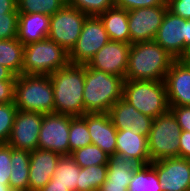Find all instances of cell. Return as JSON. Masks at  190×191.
<instances>
[{
	"label": "cell",
	"instance_id": "277c9868",
	"mask_svg": "<svg viewBox=\"0 0 190 191\" xmlns=\"http://www.w3.org/2000/svg\"><path fill=\"white\" fill-rule=\"evenodd\" d=\"M14 104L18 110L55 113L52 81L49 75L16 76Z\"/></svg>",
	"mask_w": 190,
	"mask_h": 191
},
{
	"label": "cell",
	"instance_id": "3957f363",
	"mask_svg": "<svg viewBox=\"0 0 190 191\" xmlns=\"http://www.w3.org/2000/svg\"><path fill=\"white\" fill-rule=\"evenodd\" d=\"M124 78L90 68L85 64L84 114L108 113L123 97Z\"/></svg>",
	"mask_w": 190,
	"mask_h": 191
},
{
	"label": "cell",
	"instance_id": "2e32d148",
	"mask_svg": "<svg viewBox=\"0 0 190 191\" xmlns=\"http://www.w3.org/2000/svg\"><path fill=\"white\" fill-rule=\"evenodd\" d=\"M164 83L169 106L190 105V66L180 59L174 60Z\"/></svg>",
	"mask_w": 190,
	"mask_h": 191
},
{
	"label": "cell",
	"instance_id": "7a4b0ae2",
	"mask_svg": "<svg viewBox=\"0 0 190 191\" xmlns=\"http://www.w3.org/2000/svg\"><path fill=\"white\" fill-rule=\"evenodd\" d=\"M174 60L154 40L131 44L125 79L164 81Z\"/></svg>",
	"mask_w": 190,
	"mask_h": 191
},
{
	"label": "cell",
	"instance_id": "e575fe53",
	"mask_svg": "<svg viewBox=\"0 0 190 191\" xmlns=\"http://www.w3.org/2000/svg\"><path fill=\"white\" fill-rule=\"evenodd\" d=\"M11 165V146L0 143V182H9Z\"/></svg>",
	"mask_w": 190,
	"mask_h": 191
},
{
	"label": "cell",
	"instance_id": "7c38bea8",
	"mask_svg": "<svg viewBox=\"0 0 190 191\" xmlns=\"http://www.w3.org/2000/svg\"><path fill=\"white\" fill-rule=\"evenodd\" d=\"M167 9L154 6L128 11L130 44L154 40Z\"/></svg>",
	"mask_w": 190,
	"mask_h": 191
},
{
	"label": "cell",
	"instance_id": "4fadbf2b",
	"mask_svg": "<svg viewBox=\"0 0 190 191\" xmlns=\"http://www.w3.org/2000/svg\"><path fill=\"white\" fill-rule=\"evenodd\" d=\"M42 113L18 110L7 142L13 149L34 151L38 148Z\"/></svg>",
	"mask_w": 190,
	"mask_h": 191
},
{
	"label": "cell",
	"instance_id": "7402d4cb",
	"mask_svg": "<svg viewBox=\"0 0 190 191\" xmlns=\"http://www.w3.org/2000/svg\"><path fill=\"white\" fill-rule=\"evenodd\" d=\"M112 41L130 43L128 11L113 7L98 15Z\"/></svg>",
	"mask_w": 190,
	"mask_h": 191
},
{
	"label": "cell",
	"instance_id": "ffe728a7",
	"mask_svg": "<svg viewBox=\"0 0 190 191\" xmlns=\"http://www.w3.org/2000/svg\"><path fill=\"white\" fill-rule=\"evenodd\" d=\"M115 153L135 159L142 165L151 163L147 137L131 129L117 130Z\"/></svg>",
	"mask_w": 190,
	"mask_h": 191
},
{
	"label": "cell",
	"instance_id": "60d3db41",
	"mask_svg": "<svg viewBox=\"0 0 190 191\" xmlns=\"http://www.w3.org/2000/svg\"><path fill=\"white\" fill-rule=\"evenodd\" d=\"M129 183L105 181L98 191H127Z\"/></svg>",
	"mask_w": 190,
	"mask_h": 191
},
{
	"label": "cell",
	"instance_id": "d6986e66",
	"mask_svg": "<svg viewBox=\"0 0 190 191\" xmlns=\"http://www.w3.org/2000/svg\"><path fill=\"white\" fill-rule=\"evenodd\" d=\"M60 157L56 152L39 148L30 152L29 191H38L51 180Z\"/></svg>",
	"mask_w": 190,
	"mask_h": 191
},
{
	"label": "cell",
	"instance_id": "44dd1931",
	"mask_svg": "<svg viewBox=\"0 0 190 191\" xmlns=\"http://www.w3.org/2000/svg\"><path fill=\"white\" fill-rule=\"evenodd\" d=\"M50 16L42 13H19L17 39L24 45L48 37Z\"/></svg>",
	"mask_w": 190,
	"mask_h": 191
},
{
	"label": "cell",
	"instance_id": "83f0119b",
	"mask_svg": "<svg viewBox=\"0 0 190 191\" xmlns=\"http://www.w3.org/2000/svg\"><path fill=\"white\" fill-rule=\"evenodd\" d=\"M106 176L107 165L80 168L79 184L76 186V191H98L105 182Z\"/></svg>",
	"mask_w": 190,
	"mask_h": 191
},
{
	"label": "cell",
	"instance_id": "9a60e30c",
	"mask_svg": "<svg viewBox=\"0 0 190 191\" xmlns=\"http://www.w3.org/2000/svg\"><path fill=\"white\" fill-rule=\"evenodd\" d=\"M130 43L109 40L87 63L90 68L101 70L125 79Z\"/></svg>",
	"mask_w": 190,
	"mask_h": 191
},
{
	"label": "cell",
	"instance_id": "d590c367",
	"mask_svg": "<svg viewBox=\"0 0 190 191\" xmlns=\"http://www.w3.org/2000/svg\"><path fill=\"white\" fill-rule=\"evenodd\" d=\"M167 2L168 0H115V7L130 11L144 7L167 6Z\"/></svg>",
	"mask_w": 190,
	"mask_h": 191
},
{
	"label": "cell",
	"instance_id": "8fae6325",
	"mask_svg": "<svg viewBox=\"0 0 190 191\" xmlns=\"http://www.w3.org/2000/svg\"><path fill=\"white\" fill-rule=\"evenodd\" d=\"M187 38L188 20L167 9L154 41L178 60L186 51Z\"/></svg>",
	"mask_w": 190,
	"mask_h": 191
},
{
	"label": "cell",
	"instance_id": "e0dca14e",
	"mask_svg": "<svg viewBox=\"0 0 190 191\" xmlns=\"http://www.w3.org/2000/svg\"><path fill=\"white\" fill-rule=\"evenodd\" d=\"M108 114L117 130L131 129L148 137L153 118L140 113L123 97L110 108Z\"/></svg>",
	"mask_w": 190,
	"mask_h": 191
},
{
	"label": "cell",
	"instance_id": "4316f807",
	"mask_svg": "<svg viewBox=\"0 0 190 191\" xmlns=\"http://www.w3.org/2000/svg\"><path fill=\"white\" fill-rule=\"evenodd\" d=\"M157 171L151 164L142 165L134 172L127 191H162Z\"/></svg>",
	"mask_w": 190,
	"mask_h": 191
},
{
	"label": "cell",
	"instance_id": "d4e9b609",
	"mask_svg": "<svg viewBox=\"0 0 190 191\" xmlns=\"http://www.w3.org/2000/svg\"><path fill=\"white\" fill-rule=\"evenodd\" d=\"M24 44L17 38L0 40V65L22 75Z\"/></svg>",
	"mask_w": 190,
	"mask_h": 191
},
{
	"label": "cell",
	"instance_id": "7bdbcfd3",
	"mask_svg": "<svg viewBox=\"0 0 190 191\" xmlns=\"http://www.w3.org/2000/svg\"><path fill=\"white\" fill-rule=\"evenodd\" d=\"M38 191H69L67 187L62 186L61 184H54L51 180L40 190Z\"/></svg>",
	"mask_w": 190,
	"mask_h": 191
},
{
	"label": "cell",
	"instance_id": "5bb4252c",
	"mask_svg": "<svg viewBox=\"0 0 190 191\" xmlns=\"http://www.w3.org/2000/svg\"><path fill=\"white\" fill-rule=\"evenodd\" d=\"M162 191H190V159L172 157L150 163Z\"/></svg>",
	"mask_w": 190,
	"mask_h": 191
},
{
	"label": "cell",
	"instance_id": "8d00e7d4",
	"mask_svg": "<svg viewBox=\"0 0 190 191\" xmlns=\"http://www.w3.org/2000/svg\"><path fill=\"white\" fill-rule=\"evenodd\" d=\"M170 111L176 117L180 128L190 132V105L188 106H169Z\"/></svg>",
	"mask_w": 190,
	"mask_h": 191
},
{
	"label": "cell",
	"instance_id": "6da1fadb",
	"mask_svg": "<svg viewBox=\"0 0 190 191\" xmlns=\"http://www.w3.org/2000/svg\"><path fill=\"white\" fill-rule=\"evenodd\" d=\"M55 113L72 117L84 115L85 64H68L51 73Z\"/></svg>",
	"mask_w": 190,
	"mask_h": 191
},
{
	"label": "cell",
	"instance_id": "4dcf8cb0",
	"mask_svg": "<svg viewBox=\"0 0 190 191\" xmlns=\"http://www.w3.org/2000/svg\"><path fill=\"white\" fill-rule=\"evenodd\" d=\"M69 155L76 149L92 144L87 123L82 117H73L70 120Z\"/></svg>",
	"mask_w": 190,
	"mask_h": 191
},
{
	"label": "cell",
	"instance_id": "52a82bcc",
	"mask_svg": "<svg viewBox=\"0 0 190 191\" xmlns=\"http://www.w3.org/2000/svg\"><path fill=\"white\" fill-rule=\"evenodd\" d=\"M181 132L182 129L170 110L153 119L147 137L151 162L164 158L179 157V137Z\"/></svg>",
	"mask_w": 190,
	"mask_h": 191
},
{
	"label": "cell",
	"instance_id": "ab89813d",
	"mask_svg": "<svg viewBox=\"0 0 190 191\" xmlns=\"http://www.w3.org/2000/svg\"><path fill=\"white\" fill-rule=\"evenodd\" d=\"M179 157L190 159V132L182 130L179 137Z\"/></svg>",
	"mask_w": 190,
	"mask_h": 191
},
{
	"label": "cell",
	"instance_id": "30bf717a",
	"mask_svg": "<svg viewBox=\"0 0 190 191\" xmlns=\"http://www.w3.org/2000/svg\"><path fill=\"white\" fill-rule=\"evenodd\" d=\"M72 116L48 113L43 115L38 148L69 155V130Z\"/></svg>",
	"mask_w": 190,
	"mask_h": 191
},
{
	"label": "cell",
	"instance_id": "d6a6232c",
	"mask_svg": "<svg viewBox=\"0 0 190 191\" xmlns=\"http://www.w3.org/2000/svg\"><path fill=\"white\" fill-rule=\"evenodd\" d=\"M18 109L14 102L0 104V143H7Z\"/></svg>",
	"mask_w": 190,
	"mask_h": 191
},
{
	"label": "cell",
	"instance_id": "f1b7e54d",
	"mask_svg": "<svg viewBox=\"0 0 190 191\" xmlns=\"http://www.w3.org/2000/svg\"><path fill=\"white\" fill-rule=\"evenodd\" d=\"M70 156L81 168L94 165H107L110 157L94 144L76 149L71 152Z\"/></svg>",
	"mask_w": 190,
	"mask_h": 191
},
{
	"label": "cell",
	"instance_id": "7dc6e473",
	"mask_svg": "<svg viewBox=\"0 0 190 191\" xmlns=\"http://www.w3.org/2000/svg\"><path fill=\"white\" fill-rule=\"evenodd\" d=\"M190 46V19H188V38H187V47Z\"/></svg>",
	"mask_w": 190,
	"mask_h": 191
},
{
	"label": "cell",
	"instance_id": "484cf974",
	"mask_svg": "<svg viewBox=\"0 0 190 191\" xmlns=\"http://www.w3.org/2000/svg\"><path fill=\"white\" fill-rule=\"evenodd\" d=\"M80 168L70 155H63L58 160L51 181L54 184L67 187L69 191H76V186L79 184Z\"/></svg>",
	"mask_w": 190,
	"mask_h": 191
},
{
	"label": "cell",
	"instance_id": "f6af8a7d",
	"mask_svg": "<svg viewBox=\"0 0 190 191\" xmlns=\"http://www.w3.org/2000/svg\"><path fill=\"white\" fill-rule=\"evenodd\" d=\"M183 63H190V46L186 48L185 53L180 58Z\"/></svg>",
	"mask_w": 190,
	"mask_h": 191
},
{
	"label": "cell",
	"instance_id": "ac0fdd59",
	"mask_svg": "<svg viewBox=\"0 0 190 191\" xmlns=\"http://www.w3.org/2000/svg\"><path fill=\"white\" fill-rule=\"evenodd\" d=\"M87 123L92 144L101 148L107 155L116 152L117 129L108 113H86L81 116Z\"/></svg>",
	"mask_w": 190,
	"mask_h": 191
},
{
	"label": "cell",
	"instance_id": "ee69618b",
	"mask_svg": "<svg viewBox=\"0 0 190 191\" xmlns=\"http://www.w3.org/2000/svg\"><path fill=\"white\" fill-rule=\"evenodd\" d=\"M3 80H16V75L5 66L0 65V81Z\"/></svg>",
	"mask_w": 190,
	"mask_h": 191
},
{
	"label": "cell",
	"instance_id": "9c48e42d",
	"mask_svg": "<svg viewBox=\"0 0 190 191\" xmlns=\"http://www.w3.org/2000/svg\"><path fill=\"white\" fill-rule=\"evenodd\" d=\"M107 31L98 16H88L80 36L68 53L70 64L84 65L109 41Z\"/></svg>",
	"mask_w": 190,
	"mask_h": 191
},
{
	"label": "cell",
	"instance_id": "bcb514c9",
	"mask_svg": "<svg viewBox=\"0 0 190 191\" xmlns=\"http://www.w3.org/2000/svg\"><path fill=\"white\" fill-rule=\"evenodd\" d=\"M0 191H13L9 186V182H0Z\"/></svg>",
	"mask_w": 190,
	"mask_h": 191
},
{
	"label": "cell",
	"instance_id": "cb8c5ba5",
	"mask_svg": "<svg viewBox=\"0 0 190 191\" xmlns=\"http://www.w3.org/2000/svg\"><path fill=\"white\" fill-rule=\"evenodd\" d=\"M142 164L123 155L114 153L109 157L107 164V176L105 181L130 183L134 172L138 170Z\"/></svg>",
	"mask_w": 190,
	"mask_h": 191
},
{
	"label": "cell",
	"instance_id": "5b68a950",
	"mask_svg": "<svg viewBox=\"0 0 190 191\" xmlns=\"http://www.w3.org/2000/svg\"><path fill=\"white\" fill-rule=\"evenodd\" d=\"M123 98L153 119L170 110L164 81L125 79Z\"/></svg>",
	"mask_w": 190,
	"mask_h": 191
},
{
	"label": "cell",
	"instance_id": "f546056e",
	"mask_svg": "<svg viewBox=\"0 0 190 191\" xmlns=\"http://www.w3.org/2000/svg\"><path fill=\"white\" fill-rule=\"evenodd\" d=\"M64 5L62 0H19L17 10L19 13H42L52 16Z\"/></svg>",
	"mask_w": 190,
	"mask_h": 191
},
{
	"label": "cell",
	"instance_id": "603a6c76",
	"mask_svg": "<svg viewBox=\"0 0 190 191\" xmlns=\"http://www.w3.org/2000/svg\"><path fill=\"white\" fill-rule=\"evenodd\" d=\"M11 164L9 186L13 191H29L30 151L11 147Z\"/></svg>",
	"mask_w": 190,
	"mask_h": 191
},
{
	"label": "cell",
	"instance_id": "1f68e13d",
	"mask_svg": "<svg viewBox=\"0 0 190 191\" xmlns=\"http://www.w3.org/2000/svg\"><path fill=\"white\" fill-rule=\"evenodd\" d=\"M66 4L71 5L88 16H98L115 6V0H69Z\"/></svg>",
	"mask_w": 190,
	"mask_h": 191
},
{
	"label": "cell",
	"instance_id": "b9f144b4",
	"mask_svg": "<svg viewBox=\"0 0 190 191\" xmlns=\"http://www.w3.org/2000/svg\"><path fill=\"white\" fill-rule=\"evenodd\" d=\"M19 13L16 0H0V14Z\"/></svg>",
	"mask_w": 190,
	"mask_h": 191
},
{
	"label": "cell",
	"instance_id": "f35d334b",
	"mask_svg": "<svg viewBox=\"0 0 190 191\" xmlns=\"http://www.w3.org/2000/svg\"><path fill=\"white\" fill-rule=\"evenodd\" d=\"M16 80L0 81V104L14 102V86Z\"/></svg>",
	"mask_w": 190,
	"mask_h": 191
},
{
	"label": "cell",
	"instance_id": "ba28073f",
	"mask_svg": "<svg viewBox=\"0 0 190 191\" xmlns=\"http://www.w3.org/2000/svg\"><path fill=\"white\" fill-rule=\"evenodd\" d=\"M87 17L84 12L65 3L59 11L50 16L48 38L69 53L76 44Z\"/></svg>",
	"mask_w": 190,
	"mask_h": 191
},
{
	"label": "cell",
	"instance_id": "836d02e7",
	"mask_svg": "<svg viewBox=\"0 0 190 191\" xmlns=\"http://www.w3.org/2000/svg\"><path fill=\"white\" fill-rule=\"evenodd\" d=\"M19 13L0 14V40L17 38Z\"/></svg>",
	"mask_w": 190,
	"mask_h": 191
},
{
	"label": "cell",
	"instance_id": "74e56055",
	"mask_svg": "<svg viewBox=\"0 0 190 191\" xmlns=\"http://www.w3.org/2000/svg\"><path fill=\"white\" fill-rule=\"evenodd\" d=\"M167 7L173 14L185 20L190 19V0H168Z\"/></svg>",
	"mask_w": 190,
	"mask_h": 191
},
{
	"label": "cell",
	"instance_id": "8992f818",
	"mask_svg": "<svg viewBox=\"0 0 190 191\" xmlns=\"http://www.w3.org/2000/svg\"><path fill=\"white\" fill-rule=\"evenodd\" d=\"M68 64V52L48 37L24 45L22 74L50 75Z\"/></svg>",
	"mask_w": 190,
	"mask_h": 191
}]
</instances>
